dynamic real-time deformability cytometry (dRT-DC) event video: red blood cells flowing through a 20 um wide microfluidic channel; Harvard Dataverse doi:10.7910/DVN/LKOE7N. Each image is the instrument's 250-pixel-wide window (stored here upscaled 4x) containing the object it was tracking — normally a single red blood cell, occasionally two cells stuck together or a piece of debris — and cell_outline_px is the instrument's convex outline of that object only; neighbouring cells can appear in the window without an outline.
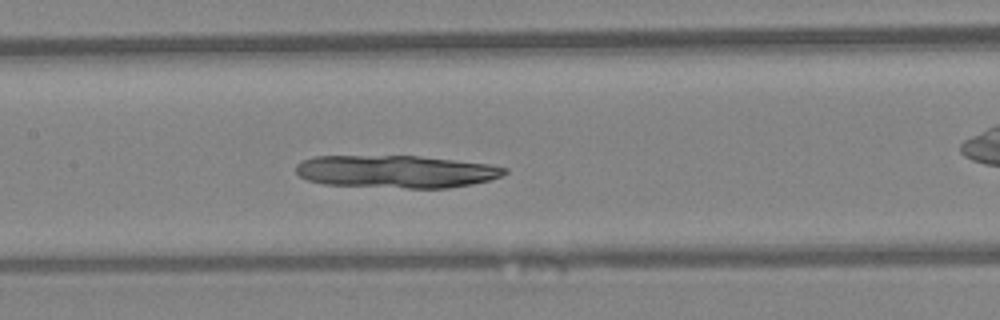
{"species": "Egyptian fruit bat (a non-hibernating species)", "species_latin": "Rousettus aegyptiacus", "temperature_condition": "warm", "stored_images_in_passage": 48, "camera_frame_rate_fps": 3000, "um_per_image_px": 0.085, "animal": {"sex": "female"}, "frame": {"image": 1, "passage_image": 23, "time_ms": 7.333, "image_size_px": [1000, 320], "cell_outline_px": [[508, 172], [500, 176], [488, 180], [472, 184], [448, 188], [408, 188], [324, 184], [308, 180], [300, 176], [296, 172], [296, 164], [304, 160], [316, 156], [420, 156], [492, 164], [508, 168]], "centroid_in_image_um": [33.7, 14.58], "position_along_channel_um": 173.7, "area_um2": 39.65}}
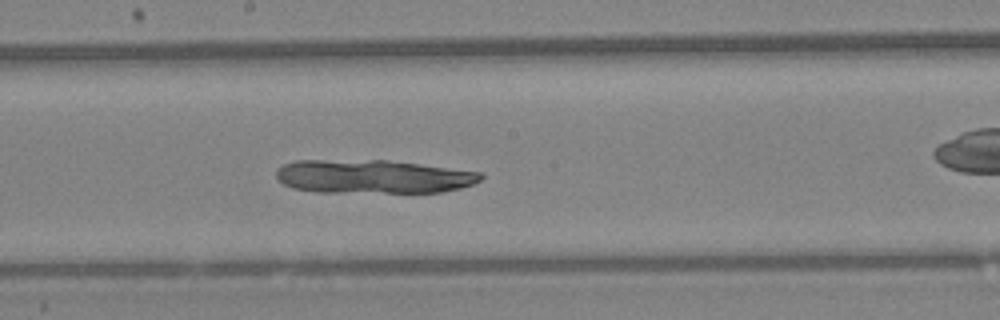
{"frame": {"image": 2, "passage_image": 26, "time_ms": 8.333, "image_size_px": [1000, 320], "cell_outline_px": [[484, 176], [480, 180], [472, 184], [460, 188], [440, 192], [316, 192], [292, 188], [284, 184], [276, 176], [276, 168], [284, 164], [296, 160], [388, 160], [480, 172]], "centroid_in_image_um": [31.66, 15.01], "position_along_channel_um": 216.5, "area_um2": 40.0}}